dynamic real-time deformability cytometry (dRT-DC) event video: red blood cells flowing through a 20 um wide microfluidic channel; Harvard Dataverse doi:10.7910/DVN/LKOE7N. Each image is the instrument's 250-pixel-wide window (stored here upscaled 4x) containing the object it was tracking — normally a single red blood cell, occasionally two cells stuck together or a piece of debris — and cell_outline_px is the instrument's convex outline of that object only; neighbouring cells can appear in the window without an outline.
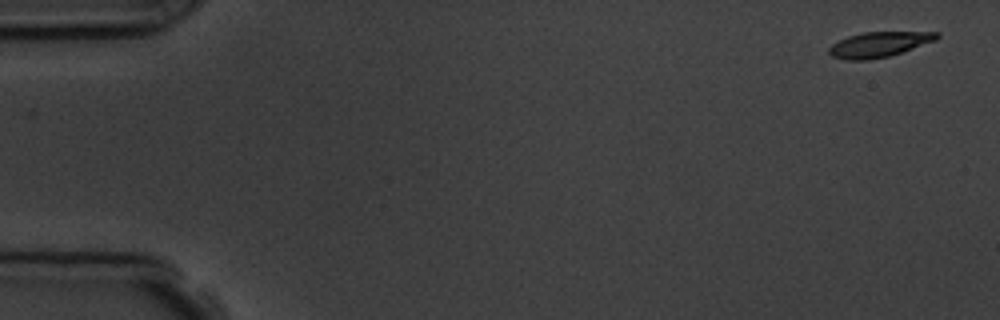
{"species": "common noctule bat (a hibernating species)", "species_latin": "Nyctalus noctula", "temperature_condition": "room temperature", "stored_images_in_passage": 5, "camera_frame_rate_fps": 3000, "um_per_image_px": 0.085, "animal": {"sex": "male", "body_mass_g": 19.5, "forearm_length_mm": 54.6}, "frame": {"image": 1, "passage_image": 1, "time_ms": 0.0, "image_size_px": [1000, 320], "cell_outline_px": [[940, 36], [936, 40], [888, 56], [868, 60], [848, 60], [832, 56], [828, 52], [828, 48], [832, 44], [848, 36], [864, 32], [940, 32]], "centroid_in_image_um": [74.7, 3.77], "position_along_channel_um": 10.3, "area_um2": 15.61}}
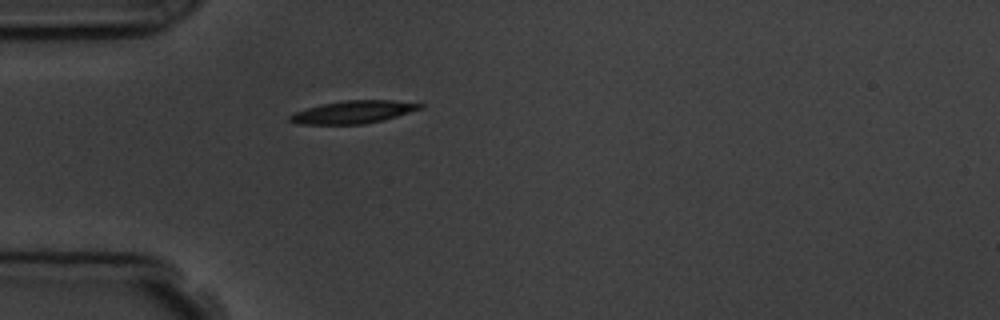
{"frame": {"image": 2, "passage_image": 5, "time_ms": 4.667, "image_size_px": [1000, 320], "cell_outline_px": [[424, 108], [396, 116], [364, 124], [300, 124], [288, 120], [288, 116], [296, 112], [320, 104], [344, 100], [392, 100], [424, 104]], "centroid_in_image_um": [30.03, 9.51], "position_along_channel_um": 55.0, "area_um2": 17.05}}